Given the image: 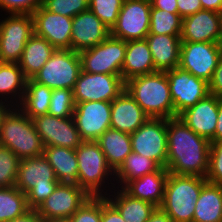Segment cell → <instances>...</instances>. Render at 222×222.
I'll return each instance as SVG.
<instances>
[{"mask_svg":"<svg viewBox=\"0 0 222 222\" xmlns=\"http://www.w3.org/2000/svg\"><path fill=\"white\" fill-rule=\"evenodd\" d=\"M166 75L174 105L175 117L210 94L207 81L195 77L180 67L166 71Z\"/></svg>","mask_w":222,"mask_h":222,"instance_id":"cell-13","label":"cell"},{"mask_svg":"<svg viewBox=\"0 0 222 222\" xmlns=\"http://www.w3.org/2000/svg\"><path fill=\"white\" fill-rule=\"evenodd\" d=\"M149 116L124 89L111 102V128L132 134L142 126Z\"/></svg>","mask_w":222,"mask_h":222,"instance_id":"cell-22","label":"cell"},{"mask_svg":"<svg viewBox=\"0 0 222 222\" xmlns=\"http://www.w3.org/2000/svg\"><path fill=\"white\" fill-rule=\"evenodd\" d=\"M43 155L50 163L60 183L77 184L78 161L75 149L45 146Z\"/></svg>","mask_w":222,"mask_h":222,"instance_id":"cell-27","label":"cell"},{"mask_svg":"<svg viewBox=\"0 0 222 222\" xmlns=\"http://www.w3.org/2000/svg\"><path fill=\"white\" fill-rule=\"evenodd\" d=\"M126 41L111 35L100 44L78 52L81 70L86 73L121 75Z\"/></svg>","mask_w":222,"mask_h":222,"instance_id":"cell-9","label":"cell"},{"mask_svg":"<svg viewBox=\"0 0 222 222\" xmlns=\"http://www.w3.org/2000/svg\"><path fill=\"white\" fill-rule=\"evenodd\" d=\"M7 222H44V219L35 210L30 209L23 216L9 220Z\"/></svg>","mask_w":222,"mask_h":222,"instance_id":"cell-47","label":"cell"},{"mask_svg":"<svg viewBox=\"0 0 222 222\" xmlns=\"http://www.w3.org/2000/svg\"><path fill=\"white\" fill-rule=\"evenodd\" d=\"M59 183L53 168L43 154L20 160L16 187L26 194L29 209L36 210Z\"/></svg>","mask_w":222,"mask_h":222,"instance_id":"cell-6","label":"cell"},{"mask_svg":"<svg viewBox=\"0 0 222 222\" xmlns=\"http://www.w3.org/2000/svg\"><path fill=\"white\" fill-rule=\"evenodd\" d=\"M160 168L161 166L156 161L131 152L114 172L115 186L117 184L116 187L122 188L127 182L151 174Z\"/></svg>","mask_w":222,"mask_h":222,"instance_id":"cell-32","label":"cell"},{"mask_svg":"<svg viewBox=\"0 0 222 222\" xmlns=\"http://www.w3.org/2000/svg\"><path fill=\"white\" fill-rule=\"evenodd\" d=\"M26 81L18 63L0 62V100L18 107L24 96Z\"/></svg>","mask_w":222,"mask_h":222,"instance_id":"cell-30","label":"cell"},{"mask_svg":"<svg viewBox=\"0 0 222 222\" xmlns=\"http://www.w3.org/2000/svg\"><path fill=\"white\" fill-rule=\"evenodd\" d=\"M218 44L222 49V25H221V36H220V40H219Z\"/></svg>","mask_w":222,"mask_h":222,"instance_id":"cell-53","label":"cell"},{"mask_svg":"<svg viewBox=\"0 0 222 222\" xmlns=\"http://www.w3.org/2000/svg\"><path fill=\"white\" fill-rule=\"evenodd\" d=\"M80 71L81 61L78 52L71 49H56L32 79L52 90H73Z\"/></svg>","mask_w":222,"mask_h":222,"instance_id":"cell-7","label":"cell"},{"mask_svg":"<svg viewBox=\"0 0 222 222\" xmlns=\"http://www.w3.org/2000/svg\"><path fill=\"white\" fill-rule=\"evenodd\" d=\"M206 180L209 183L222 185V140L211 142Z\"/></svg>","mask_w":222,"mask_h":222,"instance_id":"cell-40","label":"cell"},{"mask_svg":"<svg viewBox=\"0 0 222 222\" xmlns=\"http://www.w3.org/2000/svg\"><path fill=\"white\" fill-rule=\"evenodd\" d=\"M125 90L151 118L175 117L166 72H153L125 81Z\"/></svg>","mask_w":222,"mask_h":222,"instance_id":"cell-3","label":"cell"},{"mask_svg":"<svg viewBox=\"0 0 222 222\" xmlns=\"http://www.w3.org/2000/svg\"><path fill=\"white\" fill-rule=\"evenodd\" d=\"M221 54L222 49L218 43L181 42L179 67L209 82Z\"/></svg>","mask_w":222,"mask_h":222,"instance_id":"cell-14","label":"cell"},{"mask_svg":"<svg viewBox=\"0 0 222 222\" xmlns=\"http://www.w3.org/2000/svg\"><path fill=\"white\" fill-rule=\"evenodd\" d=\"M132 152L156 161L166 168L167 162V119L151 118L130 134Z\"/></svg>","mask_w":222,"mask_h":222,"instance_id":"cell-10","label":"cell"},{"mask_svg":"<svg viewBox=\"0 0 222 222\" xmlns=\"http://www.w3.org/2000/svg\"><path fill=\"white\" fill-rule=\"evenodd\" d=\"M12 108V106L3 101V100H0V126L2 124V120L4 118V116L8 113V111Z\"/></svg>","mask_w":222,"mask_h":222,"instance_id":"cell-51","label":"cell"},{"mask_svg":"<svg viewBox=\"0 0 222 222\" xmlns=\"http://www.w3.org/2000/svg\"><path fill=\"white\" fill-rule=\"evenodd\" d=\"M151 5L160 10L167 11L169 13L178 14L177 0H150Z\"/></svg>","mask_w":222,"mask_h":222,"instance_id":"cell-46","label":"cell"},{"mask_svg":"<svg viewBox=\"0 0 222 222\" xmlns=\"http://www.w3.org/2000/svg\"><path fill=\"white\" fill-rule=\"evenodd\" d=\"M178 14L182 17H188L202 10L200 0H177Z\"/></svg>","mask_w":222,"mask_h":222,"instance_id":"cell-45","label":"cell"},{"mask_svg":"<svg viewBox=\"0 0 222 222\" xmlns=\"http://www.w3.org/2000/svg\"><path fill=\"white\" fill-rule=\"evenodd\" d=\"M75 106L73 90L53 89L48 114L59 118L73 117Z\"/></svg>","mask_w":222,"mask_h":222,"instance_id":"cell-36","label":"cell"},{"mask_svg":"<svg viewBox=\"0 0 222 222\" xmlns=\"http://www.w3.org/2000/svg\"><path fill=\"white\" fill-rule=\"evenodd\" d=\"M206 178L169 173L160 208L173 222H193L195 204Z\"/></svg>","mask_w":222,"mask_h":222,"instance_id":"cell-4","label":"cell"},{"mask_svg":"<svg viewBox=\"0 0 222 222\" xmlns=\"http://www.w3.org/2000/svg\"><path fill=\"white\" fill-rule=\"evenodd\" d=\"M125 89L121 75L80 71L73 89L76 103L87 101L112 102Z\"/></svg>","mask_w":222,"mask_h":222,"instance_id":"cell-12","label":"cell"},{"mask_svg":"<svg viewBox=\"0 0 222 222\" xmlns=\"http://www.w3.org/2000/svg\"><path fill=\"white\" fill-rule=\"evenodd\" d=\"M43 0H0V9L5 14H30L32 15L40 6Z\"/></svg>","mask_w":222,"mask_h":222,"instance_id":"cell-42","label":"cell"},{"mask_svg":"<svg viewBox=\"0 0 222 222\" xmlns=\"http://www.w3.org/2000/svg\"><path fill=\"white\" fill-rule=\"evenodd\" d=\"M0 62L18 63L25 44L34 34V20L30 14H0ZM7 16V17H6Z\"/></svg>","mask_w":222,"mask_h":222,"instance_id":"cell-8","label":"cell"},{"mask_svg":"<svg viewBox=\"0 0 222 222\" xmlns=\"http://www.w3.org/2000/svg\"><path fill=\"white\" fill-rule=\"evenodd\" d=\"M219 97L208 94L194 106L183 111L178 117L196 134L215 142Z\"/></svg>","mask_w":222,"mask_h":222,"instance_id":"cell-19","label":"cell"},{"mask_svg":"<svg viewBox=\"0 0 222 222\" xmlns=\"http://www.w3.org/2000/svg\"><path fill=\"white\" fill-rule=\"evenodd\" d=\"M150 29L148 35L181 36L183 18L179 14L156 9L150 10Z\"/></svg>","mask_w":222,"mask_h":222,"instance_id":"cell-35","label":"cell"},{"mask_svg":"<svg viewBox=\"0 0 222 222\" xmlns=\"http://www.w3.org/2000/svg\"><path fill=\"white\" fill-rule=\"evenodd\" d=\"M208 84L210 94L222 98V54L219 58L218 65L213 72V76Z\"/></svg>","mask_w":222,"mask_h":222,"instance_id":"cell-44","label":"cell"},{"mask_svg":"<svg viewBox=\"0 0 222 222\" xmlns=\"http://www.w3.org/2000/svg\"><path fill=\"white\" fill-rule=\"evenodd\" d=\"M32 121L44 146L76 149L83 142L73 117L59 118L44 114L33 117Z\"/></svg>","mask_w":222,"mask_h":222,"instance_id":"cell-16","label":"cell"},{"mask_svg":"<svg viewBox=\"0 0 222 222\" xmlns=\"http://www.w3.org/2000/svg\"><path fill=\"white\" fill-rule=\"evenodd\" d=\"M0 145L7 147L20 159L44 153V144L34 123L19 107H12L0 126Z\"/></svg>","mask_w":222,"mask_h":222,"instance_id":"cell-5","label":"cell"},{"mask_svg":"<svg viewBox=\"0 0 222 222\" xmlns=\"http://www.w3.org/2000/svg\"><path fill=\"white\" fill-rule=\"evenodd\" d=\"M222 13L199 10L183 18L181 42L218 43L221 36Z\"/></svg>","mask_w":222,"mask_h":222,"instance_id":"cell-20","label":"cell"},{"mask_svg":"<svg viewBox=\"0 0 222 222\" xmlns=\"http://www.w3.org/2000/svg\"><path fill=\"white\" fill-rule=\"evenodd\" d=\"M75 151L78 161L77 184L90 197H106L116 186L114 171L99 144L96 141H83Z\"/></svg>","mask_w":222,"mask_h":222,"instance_id":"cell-2","label":"cell"},{"mask_svg":"<svg viewBox=\"0 0 222 222\" xmlns=\"http://www.w3.org/2000/svg\"><path fill=\"white\" fill-rule=\"evenodd\" d=\"M150 0H124L111 36L124 41L142 40L150 29Z\"/></svg>","mask_w":222,"mask_h":222,"instance_id":"cell-11","label":"cell"},{"mask_svg":"<svg viewBox=\"0 0 222 222\" xmlns=\"http://www.w3.org/2000/svg\"><path fill=\"white\" fill-rule=\"evenodd\" d=\"M55 50L43 37L35 33L31 36L18 62L27 80L32 79L40 71Z\"/></svg>","mask_w":222,"mask_h":222,"instance_id":"cell-28","label":"cell"},{"mask_svg":"<svg viewBox=\"0 0 222 222\" xmlns=\"http://www.w3.org/2000/svg\"><path fill=\"white\" fill-rule=\"evenodd\" d=\"M124 0H90L89 10L111 31L115 26Z\"/></svg>","mask_w":222,"mask_h":222,"instance_id":"cell-37","label":"cell"},{"mask_svg":"<svg viewBox=\"0 0 222 222\" xmlns=\"http://www.w3.org/2000/svg\"><path fill=\"white\" fill-rule=\"evenodd\" d=\"M90 196L75 183H59L35 210L43 219L70 218Z\"/></svg>","mask_w":222,"mask_h":222,"instance_id":"cell-17","label":"cell"},{"mask_svg":"<svg viewBox=\"0 0 222 222\" xmlns=\"http://www.w3.org/2000/svg\"><path fill=\"white\" fill-rule=\"evenodd\" d=\"M110 193L106 196L107 200L126 222H147L156 209L152 203L134 198L120 187H115Z\"/></svg>","mask_w":222,"mask_h":222,"instance_id":"cell-26","label":"cell"},{"mask_svg":"<svg viewBox=\"0 0 222 222\" xmlns=\"http://www.w3.org/2000/svg\"><path fill=\"white\" fill-rule=\"evenodd\" d=\"M101 222H126L106 197H101Z\"/></svg>","mask_w":222,"mask_h":222,"instance_id":"cell-43","label":"cell"},{"mask_svg":"<svg viewBox=\"0 0 222 222\" xmlns=\"http://www.w3.org/2000/svg\"><path fill=\"white\" fill-rule=\"evenodd\" d=\"M211 142L196 134L180 117L167 119L169 173L206 177Z\"/></svg>","mask_w":222,"mask_h":222,"instance_id":"cell-1","label":"cell"},{"mask_svg":"<svg viewBox=\"0 0 222 222\" xmlns=\"http://www.w3.org/2000/svg\"><path fill=\"white\" fill-rule=\"evenodd\" d=\"M29 210L26 194L16 186L0 187V222L21 217Z\"/></svg>","mask_w":222,"mask_h":222,"instance_id":"cell-34","label":"cell"},{"mask_svg":"<svg viewBox=\"0 0 222 222\" xmlns=\"http://www.w3.org/2000/svg\"><path fill=\"white\" fill-rule=\"evenodd\" d=\"M73 120L83 141H96L111 128V102L76 103Z\"/></svg>","mask_w":222,"mask_h":222,"instance_id":"cell-15","label":"cell"},{"mask_svg":"<svg viewBox=\"0 0 222 222\" xmlns=\"http://www.w3.org/2000/svg\"><path fill=\"white\" fill-rule=\"evenodd\" d=\"M156 72L146 39L126 42L125 60L121 69L123 81Z\"/></svg>","mask_w":222,"mask_h":222,"instance_id":"cell-25","label":"cell"},{"mask_svg":"<svg viewBox=\"0 0 222 222\" xmlns=\"http://www.w3.org/2000/svg\"><path fill=\"white\" fill-rule=\"evenodd\" d=\"M90 0H43L42 6L58 15L75 17L81 12L89 10Z\"/></svg>","mask_w":222,"mask_h":222,"instance_id":"cell-39","label":"cell"},{"mask_svg":"<svg viewBox=\"0 0 222 222\" xmlns=\"http://www.w3.org/2000/svg\"><path fill=\"white\" fill-rule=\"evenodd\" d=\"M202 9L222 13V0H200Z\"/></svg>","mask_w":222,"mask_h":222,"instance_id":"cell-49","label":"cell"},{"mask_svg":"<svg viewBox=\"0 0 222 222\" xmlns=\"http://www.w3.org/2000/svg\"><path fill=\"white\" fill-rule=\"evenodd\" d=\"M20 158L0 145V187L16 186Z\"/></svg>","mask_w":222,"mask_h":222,"instance_id":"cell-38","label":"cell"},{"mask_svg":"<svg viewBox=\"0 0 222 222\" xmlns=\"http://www.w3.org/2000/svg\"><path fill=\"white\" fill-rule=\"evenodd\" d=\"M193 222H222V185L207 182L202 187Z\"/></svg>","mask_w":222,"mask_h":222,"instance_id":"cell-31","label":"cell"},{"mask_svg":"<svg viewBox=\"0 0 222 222\" xmlns=\"http://www.w3.org/2000/svg\"><path fill=\"white\" fill-rule=\"evenodd\" d=\"M108 165L115 172L132 152L131 136L112 128L107 129L97 140Z\"/></svg>","mask_w":222,"mask_h":222,"instance_id":"cell-29","label":"cell"},{"mask_svg":"<svg viewBox=\"0 0 222 222\" xmlns=\"http://www.w3.org/2000/svg\"><path fill=\"white\" fill-rule=\"evenodd\" d=\"M169 172L161 167L159 170L127 182L122 189L130 196L160 207L165 192V183Z\"/></svg>","mask_w":222,"mask_h":222,"instance_id":"cell-23","label":"cell"},{"mask_svg":"<svg viewBox=\"0 0 222 222\" xmlns=\"http://www.w3.org/2000/svg\"><path fill=\"white\" fill-rule=\"evenodd\" d=\"M111 35V31L90 10L72 19L71 50L80 52L94 47Z\"/></svg>","mask_w":222,"mask_h":222,"instance_id":"cell-21","label":"cell"},{"mask_svg":"<svg viewBox=\"0 0 222 222\" xmlns=\"http://www.w3.org/2000/svg\"><path fill=\"white\" fill-rule=\"evenodd\" d=\"M71 222H101V197H89L70 217Z\"/></svg>","mask_w":222,"mask_h":222,"instance_id":"cell-41","label":"cell"},{"mask_svg":"<svg viewBox=\"0 0 222 222\" xmlns=\"http://www.w3.org/2000/svg\"><path fill=\"white\" fill-rule=\"evenodd\" d=\"M222 140V98H219L218 118L215 129V142Z\"/></svg>","mask_w":222,"mask_h":222,"instance_id":"cell-50","label":"cell"},{"mask_svg":"<svg viewBox=\"0 0 222 222\" xmlns=\"http://www.w3.org/2000/svg\"><path fill=\"white\" fill-rule=\"evenodd\" d=\"M147 222H173V221L160 207H156V209L152 212Z\"/></svg>","mask_w":222,"mask_h":222,"instance_id":"cell-48","label":"cell"},{"mask_svg":"<svg viewBox=\"0 0 222 222\" xmlns=\"http://www.w3.org/2000/svg\"><path fill=\"white\" fill-rule=\"evenodd\" d=\"M181 36L148 35L145 39L152 54L155 71L166 72L179 67Z\"/></svg>","mask_w":222,"mask_h":222,"instance_id":"cell-24","label":"cell"},{"mask_svg":"<svg viewBox=\"0 0 222 222\" xmlns=\"http://www.w3.org/2000/svg\"><path fill=\"white\" fill-rule=\"evenodd\" d=\"M44 222H71L70 218H52L44 219Z\"/></svg>","mask_w":222,"mask_h":222,"instance_id":"cell-52","label":"cell"},{"mask_svg":"<svg viewBox=\"0 0 222 222\" xmlns=\"http://www.w3.org/2000/svg\"><path fill=\"white\" fill-rule=\"evenodd\" d=\"M51 95L52 89L28 79L22 102L18 107L31 119L48 114Z\"/></svg>","mask_w":222,"mask_h":222,"instance_id":"cell-33","label":"cell"},{"mask_svg":"<svg viewBox=\"0 0 222 222\" xmlns=\"http://www.w3.org/2000/svg\"><path fill=\"white\" fill-rule=\"evenodd\" d=\"M34 33L43 37L55 49H71L72 19L40 6L33 14Z\"/></svg>","mask_w":222,"mask_h":222,"instance_id":"cell-18","label":"cell"}]
</instances>
